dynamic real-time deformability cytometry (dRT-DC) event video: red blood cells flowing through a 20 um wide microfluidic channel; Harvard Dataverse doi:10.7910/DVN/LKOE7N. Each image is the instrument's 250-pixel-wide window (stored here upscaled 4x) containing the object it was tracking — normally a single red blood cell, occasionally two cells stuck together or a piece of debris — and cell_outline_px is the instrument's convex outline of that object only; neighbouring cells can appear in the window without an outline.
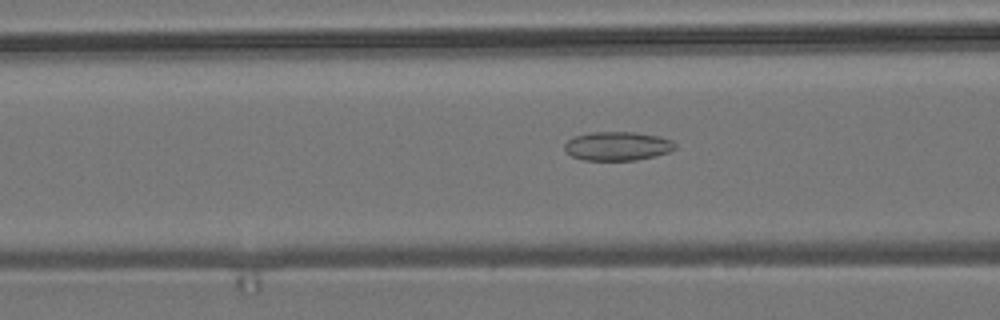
{"species": "common noctule bat (a hibernating species)", "species_latin": "Nyctalus noctula", "temperature_condition": "room temperature", "stored_images_in_passage": 37, "camera_frame_rate_fps": 3000, "um_per_image_px": 0.085, "animal": {"sex": "male", "body_mass_g": 19.2, "forearm_length_mm": 51.8}, "frame": {"image": 1, "passage_image": 11, "time_ms": 3.333, "image_size_px": [1000, 320], "cell_outline_px": [[676, 148], [668, 152], [656, 156], [636, 160], [584, 160], [572, 156], [564, 148], [564, 144], [572, 136], [592, 132], [632, 132], [660, 136], [672, 140], [676, 144]], "centroid_in_image_um": [52.5, 12.41], "position_along_channel_um": 114.1, "area_um2": 18.67}}
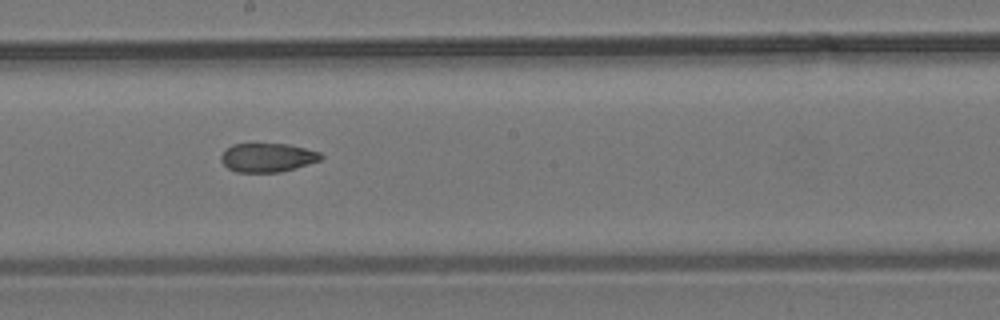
{"frame": {"image": 2, "passage_image": 20, "time_ms": 6.333, "image_size_px": [1000, 320], "cell_outline_px": [[324, 156], [320, 160], [296, 168], [280, 172], [236, 172], [228, 168], [220, 160], [220, 156], [232, 144], [288, 144], [320, 152]], "centroid_in_image_um": [22.74, 13.4], "position_along_channel_um": 225.5, "area_um2": 16.7}}
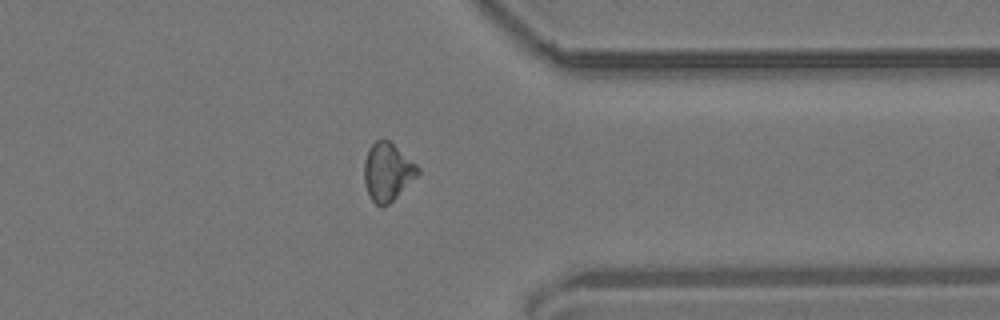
{"frame": {"image": 3, "passage_image": 33, "time_ms": 10.667, "image_size_px": [1000, 320], "cell_outline_px": [[420, 172], [388, 204], [376, 204], [372, 200], [364, 184], [364, 160], [368, 148], [376, 140], [384, 136], [416, 164], [420, 168]], "centroid_in_image_um": [32.91, 14.54], "position_along_channel_um": 378.5, "area_um2": 17.86}, "authors_computed_cell_mechanics": {"area_um2": 17.8602, "velocity_mm_per_s": 3.7072, "shape_relaxation_time_tau1_ms": null, "shape_relaxation_time_tau2_ms": 2.1317, "deformation_change_tau1": null, "deformation_change_tau2": 0.0777}}